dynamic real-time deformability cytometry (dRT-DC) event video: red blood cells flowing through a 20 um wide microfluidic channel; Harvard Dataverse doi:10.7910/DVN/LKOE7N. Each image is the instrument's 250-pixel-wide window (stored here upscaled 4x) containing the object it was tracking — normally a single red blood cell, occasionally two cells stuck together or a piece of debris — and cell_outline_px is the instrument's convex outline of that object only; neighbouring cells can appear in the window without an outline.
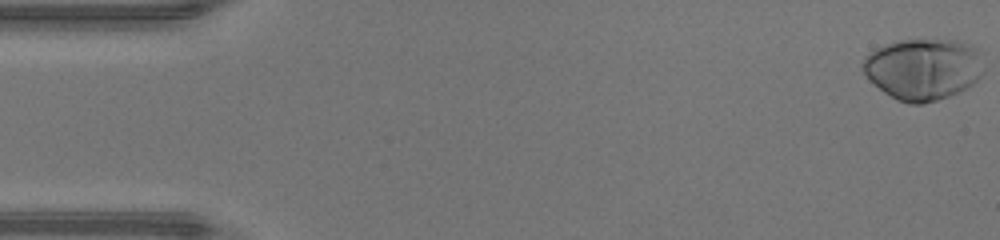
{"species": "human", "species_latin": "Homo sapiens", "temperature_condition": "warm", "stored_images_in_passage": 48, "camera_frame_rate_fps": 3000, "um_per_image_px": 0.085, "donor": {"sex": "male"}, "frame": {"image": 1, "passage_image": 1, "time_ms": 0.0, "image_size_px": [1000, 240], "cell_outline_px": [[980, 76], [968, 88], [960, 92], [924, 104], [912, 104], [896, 100], [884, 92], [868, 80], [864, 72], [864, 60], [876, 48], [884, 44], [900, 40], [960, 40], [972, 44], [976, 48]], "centroid_in_image_um": [78.43, 5.88], "position_along_channel_um": 6.6, "area_um2": 42.77}}
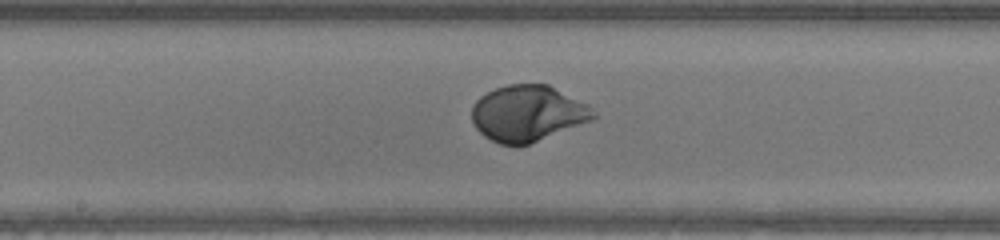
{"frame": {"image": 2, "passage_image": 25, "time_ms": 8.0, "image_size_px": [1000, 240], "cell_outline_px": [[596, 116], [592, 120], [528, 144], [500, 144], [484, 136], [472, 124], [472, 108], [476, 100], [480, 96], [496, 88], [508, 84], [548, 84], [588, 104], [592, 108]], "centroid_in_image_um": [44.84, 9.62], "position_along_channel_um": 203.4, "area_um2": 39.36}}
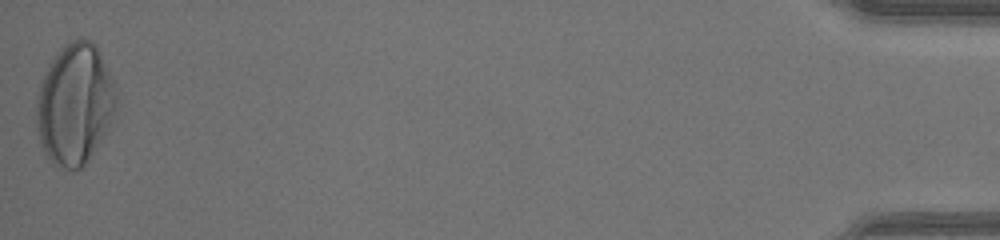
{"frame": {"image": 3, "passage_image": 48, "time_ms": 15.667, "image_size_px": [1000, 240], "cell_outline_px": [[116, 108], [108, 128], [88, 160], [80, 168], [64, 168], [52, 164], [44, 152], [40, 144], [36, 124], [36, 96], [40, 84], [48, 64], [56, 52], [64, 44], [72, 40], [84, 36], [92, 40], [96, 44], [100, 52], [112, 80], [116, 96]], "centroid_in_image_um": [6.33, 8.82], "position_along_channel_um": 428.9, "area_um2": 56.41}, "authors_computed_cell_mechanics": {"area_um2": 39.5063, "velocity_mm_per_s": 4.3278, "shape_relaxation_time_tau1_ms": 2.8513, "shape_relaxation_time_tau2_ms": null, "deformation_change_tau1": 0.1973, "deformation_change_tau2": null}}